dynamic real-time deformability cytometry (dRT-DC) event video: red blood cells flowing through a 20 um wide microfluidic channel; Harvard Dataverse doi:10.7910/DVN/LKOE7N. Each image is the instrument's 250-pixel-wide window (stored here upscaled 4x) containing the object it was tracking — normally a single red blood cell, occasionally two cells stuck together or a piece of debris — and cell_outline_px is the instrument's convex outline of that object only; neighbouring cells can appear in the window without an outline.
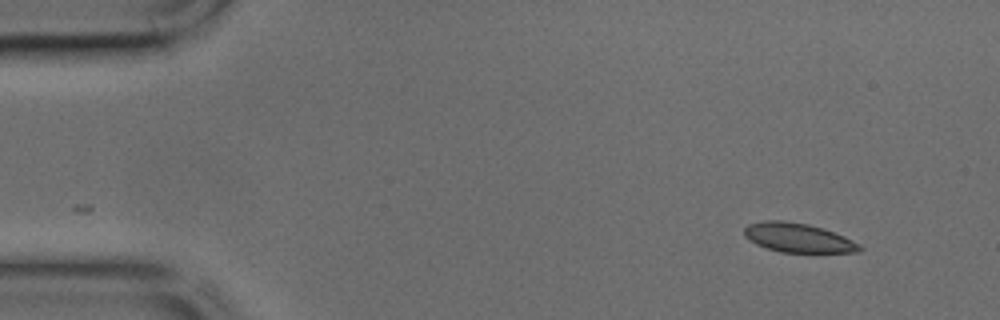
{"species": "common noctule bat (a hibernating species)", "species_latin": "Nyctalus noctula", "temperature_condition": "cold", "stored_images_in_passage": 41, "camera_frame_rate_fps": 3000, "um_per_image_px": 0.085, "animal": {"sex": "male", "body_mass_g": 17.9, "forearm_length_mm": 54.2}, "frame": {"image": 1, "passage_image": 1, "time_ms": 0.0, "image_size_px": [1000, 320], "cell_outline_px": [[864, 248], [860, 252], [780, 252], [756, 244], [748, 240], [744, 236], [744, 228], [748, 224], [764, 220], [784, 220], [808, 224], [844, 236], [860, 244]], "centroid_in_image_um": [67.81, 20.21], "position_along_channel_um": 17.2, "area_um2": 19.59}}
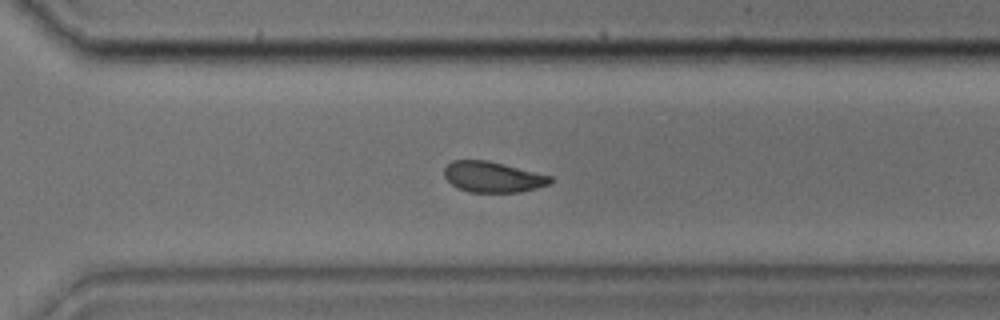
{"frame": {"image": 2, "passage_image": 28, "time_ms": 9.0, "image_size_px": [1000, 320], "cell_outline_px": [[552, 180], [548, 184], [536, 188], [520, 192], [468, 192], [456, 188], [444, 176], [444, 168], [452, 160], [488, 160], [552, 176]], "centroid_in_image_um": [41.86, 15.04], "position_along_channel_um": 328.7, "area_um2": 18.96}}
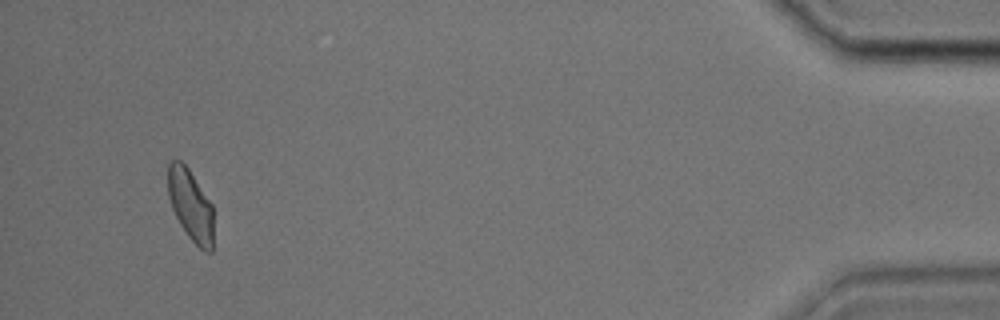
{"frame": {"image": 3, "passage_image": 39, "time_ms": 12.667, "image_size_px": [1000, 320], "cell_outline_px": [[212, 252], [204, 252], [188, 236], [180, 224], [172, 208], [168, 196], [168, 164], [172, 160], [180, 160], [188, 168], [212, 204]], "centroid_in_image_um": [16.19, 17.43], "position_along_channel_um": 419.0, "area_um2": 18.73}}